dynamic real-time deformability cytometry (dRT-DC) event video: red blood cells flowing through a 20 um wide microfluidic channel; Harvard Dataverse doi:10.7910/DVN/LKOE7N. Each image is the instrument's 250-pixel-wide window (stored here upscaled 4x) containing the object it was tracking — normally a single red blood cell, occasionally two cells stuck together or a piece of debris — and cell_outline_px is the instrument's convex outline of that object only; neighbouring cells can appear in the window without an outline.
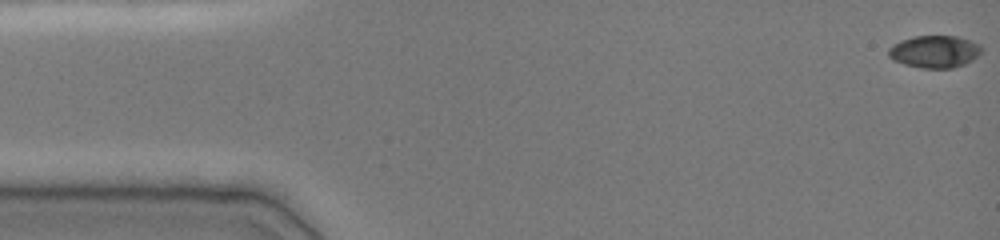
{"species": "common noctule bat (a hibernating species)", "species_latin": "Nyctalus noctula", "temperature_condition": "cold", "stored_images_in_passage": 19, "camera_frame_rate_fps": 3000, "um_per_image_px": 0.085, "animal": {"sex": "female", "body_mass_g": 19.0, "forearm_length_mm": 51.5}, "frame": {"image": 1, "passage_image": 1, "time_ms": 0.0, "image_size_px": [1000, 240], "cell_outline_px": [[984, 48], [972, 60], [964, 64], [952, 68], [920, 68], [904, 64], [892, 60], [888, 56], [888, 48], [892, 44], [900, 40], [912, 36], [960, 36], [980, 44]], "centroid_in_image_um": [79.42, 4.37], "position_along_channel_um": 5.6, "area_um2": 17.74}}
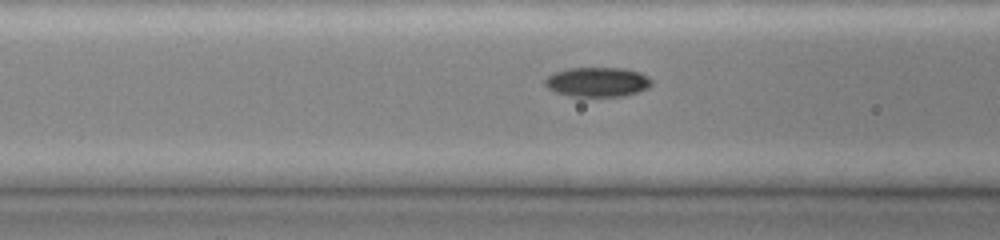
{"frame": {"image": 2, "passage_image": 14, "time_ms": 6.0, "image_size_px": [1000, 240], "cell_outline_px": [[652, 84], [648, 88], [624, 96], [572, 96], [556, 92], [548, 88], [544, 84], [544, 80], [548, 76], [556, 72], [568, 68], [624, 68], [640, 72], [648, 76], [652, 80]], "centroid_in_image_um": [50.8, 6.96], "position_along_channel_um": 115.8, "area_um2": 18.32}}
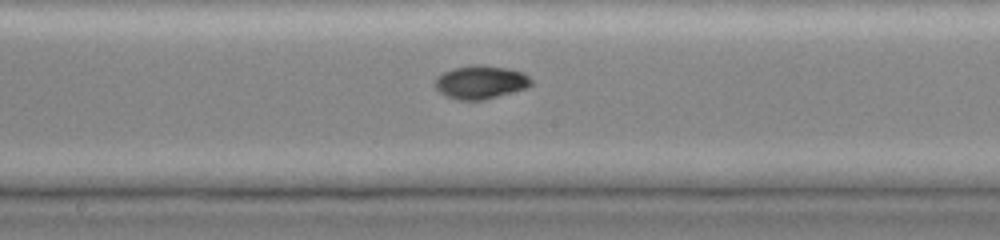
{"frame": {"image": 3, "passage_image": 19, "time_ms": 8.333, "image_size_px": [1000, 240], "cell_outline_px": [[532, 84], [524, 88], [484, 100], [456, 100], [444, 96], [436, 88], [436, 80], [444, 72], [452, 68], [472, 64], [484, 64], [508, 68], [524, 72], [532, 80]], "centroid_in_image_um": [40.85, 6.97], "position_along_channel_um": 207.3, "area_um2": 18.73}}